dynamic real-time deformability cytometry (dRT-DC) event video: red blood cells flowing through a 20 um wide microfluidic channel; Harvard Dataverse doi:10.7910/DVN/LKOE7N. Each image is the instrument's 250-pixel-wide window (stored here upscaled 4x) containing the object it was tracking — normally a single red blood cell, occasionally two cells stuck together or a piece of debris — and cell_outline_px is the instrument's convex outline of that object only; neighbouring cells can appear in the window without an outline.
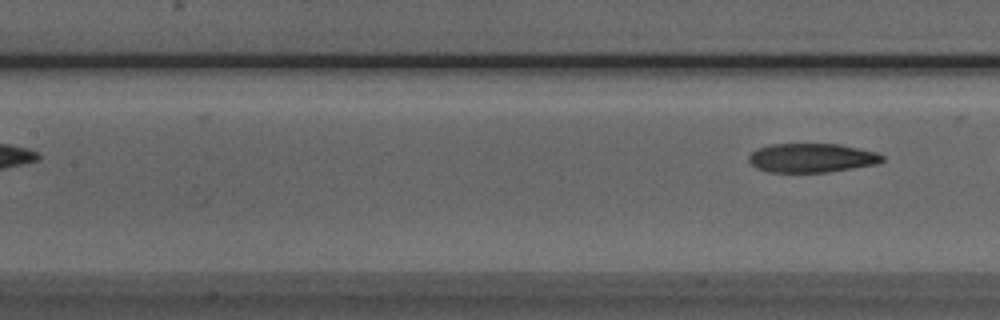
{"species": "Egyptian fruit bat (a non-hibernating species)", "species_latin": "Rousettus aegyptiacus", "temperature_condition": "room temperature", "stored_images_in_passage": 6, "camera_frame_rate_fps": 3000, "um_per_image_px": 0.085, "animal": {"sex": "male"}, "frame": {"image": 1, "passage_image": 6, "time_ms": 6.0, "image_size_px": [1000, 320], "cell_outline_px": [[884, 160], [876, 164], [828, 172], [768, 172], [756, 168], [748, 160], [748, 156], [756, 148], [772, 144], [840, 144], [876, 152], [884, 156]], "centroid_in_image_um": [68.97, 13.42], "position_along_channel_um": 138.4, "area_um2": 22.6}}